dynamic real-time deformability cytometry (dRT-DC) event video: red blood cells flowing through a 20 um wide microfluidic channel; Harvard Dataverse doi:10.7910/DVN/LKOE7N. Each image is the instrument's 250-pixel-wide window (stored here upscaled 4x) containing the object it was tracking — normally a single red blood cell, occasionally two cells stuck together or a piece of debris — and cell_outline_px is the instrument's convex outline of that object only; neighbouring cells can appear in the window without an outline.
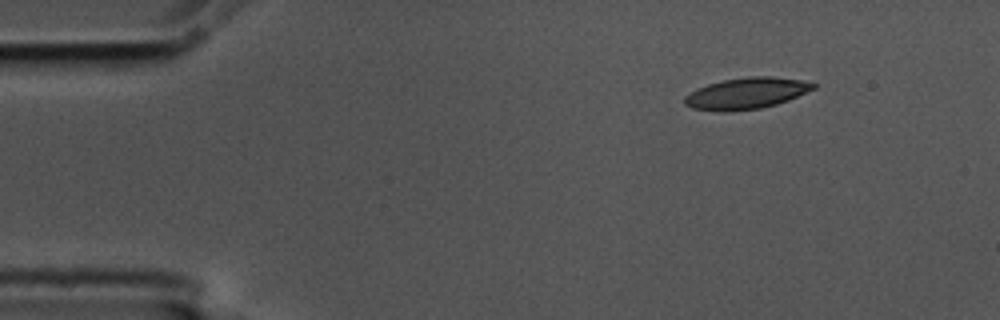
{"species": "common noctule bat (a hibernating species)", "species_latin": "Nyctalus noctula", "temperature_condition": "cold", "stored_images_in_passage": 2, "camera_frame_rate_fps": 3000, "um_per_image_px": 0.085, "animal": {"sex": "male", "body_mass_g": 17.5, "forearm_length_mm": 52.3}, "frame": {"image": 1, "passage_image": 2, "time_ms": 0.333, "image_size_px": [1000, 320], "cell_outline_px": [[816, 88], [788, 100], [776, 104], [760, 108], [724, 112], [692, 108], [684, 104], [684, 96], [696, 88], [708, 84], [724, 80], [748, 76], [772, 76], [800, 80], [816, 84]], "centroid_in_image_um": [63.41, 7.93], "position_along_channel_um": 21.6, "area_um2": 23.41}}